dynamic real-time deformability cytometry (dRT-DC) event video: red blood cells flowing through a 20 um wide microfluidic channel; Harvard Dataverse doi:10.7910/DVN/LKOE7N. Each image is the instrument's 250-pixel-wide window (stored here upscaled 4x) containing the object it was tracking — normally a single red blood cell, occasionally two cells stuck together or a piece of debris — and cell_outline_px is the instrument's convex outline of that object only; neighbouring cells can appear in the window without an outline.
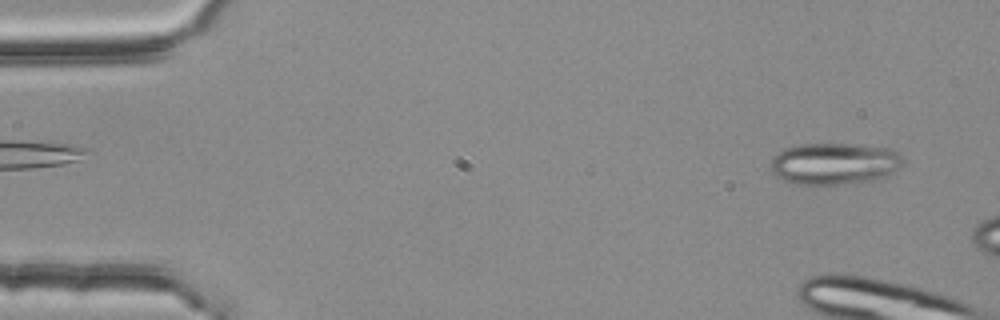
{"species": "common noctule bat (a hibernating species)", "species_latin": "Nyctalus noctula", "temperature_condition": "room temperature", "stored_images_in_passage": 2, "camera_frame_rate_fps": 3000, "um_per_image_px": 0.085, "animal": {"sex": "female", "body_mass_g": 25.1}, "frame": {"image": 1, "passage_image": 2, "time_ms": 0.333, "image_size_px": [1000, 320], "cell_outline_px": [[900, 164], [884, 180], [844, 184], [792, 184], [776, 176], [772, 172], [768, 164], [772, 156], [784, 148], [800, 144], [852, 144], [892, 148], [900, 156]], "centroid_in_image_um": [70.87, 13.92], "position_along_channel_um": 14.1, "area_um2": 32.54}}